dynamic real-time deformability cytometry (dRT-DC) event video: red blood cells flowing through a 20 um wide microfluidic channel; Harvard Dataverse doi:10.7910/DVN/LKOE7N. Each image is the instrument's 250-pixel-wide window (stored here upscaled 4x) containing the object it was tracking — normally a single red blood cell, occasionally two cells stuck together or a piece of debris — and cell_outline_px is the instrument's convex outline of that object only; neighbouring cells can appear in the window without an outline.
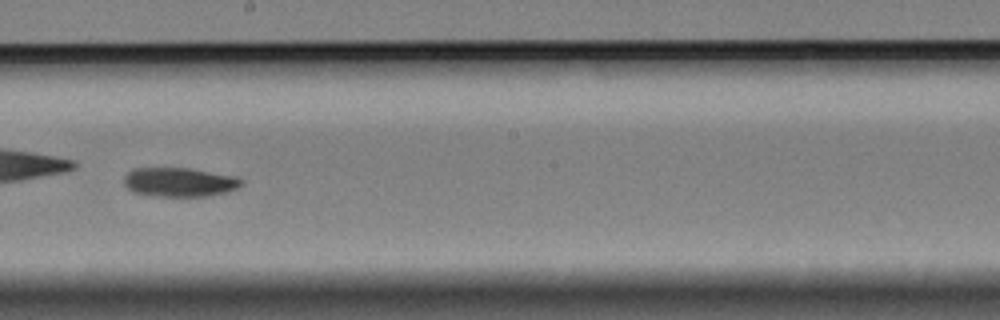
{"species": "Egyptian fruit bat (a non-hibernating species)", "species_latin": "Rousettus aegyptiacus", "temperature_condition": "cold", "stored_images_in_passage": 59, "camera_frame_rate_fps": 3000, "um_per_image_px": 0.085, "animal": {"sex": "female"}, "frame": {"image": 1, "passage_image": 34, "time_ms": 11.0, "image_size_px": [1000, 320], "cell_outline_px": [[244, 184], [228, 192], [208, 196], [152, 196], [132, 192], [124, 184], [124, 176], [132, 168], [188, 168], [236, 176], [244, 180]], "centroid_in_image_um": [15.26, 15.48], "position_along_channel_um": 232.9, "area_um2": 20.11}, "authors_computed_cell_mechanics": {"area_um2": 20.3456, "velocity_mm_per_s": 3.3036, "shape_relaxation_time_tau1_ms": 4.8856, "shape_relaxation_time_tau2_ms": null, "deformation_change_tau1": 0.1295, "deformation_change_tau2": null}}